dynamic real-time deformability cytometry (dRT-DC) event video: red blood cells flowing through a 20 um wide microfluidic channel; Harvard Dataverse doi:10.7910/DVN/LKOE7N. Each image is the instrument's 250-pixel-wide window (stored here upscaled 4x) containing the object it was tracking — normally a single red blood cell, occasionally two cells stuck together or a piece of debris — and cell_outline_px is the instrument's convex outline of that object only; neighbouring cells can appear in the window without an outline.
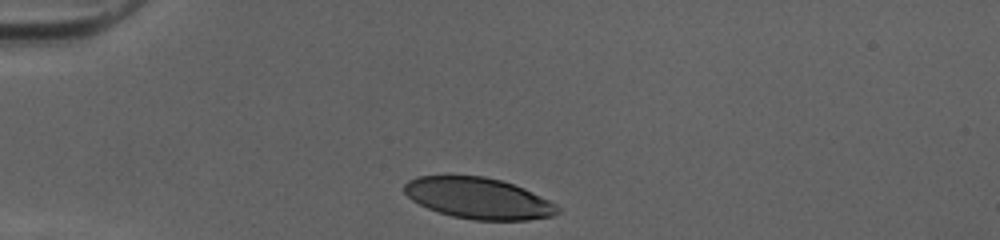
{"species": "human", "species_latin": "Homo sapiens", "temperature_condition": "cold", "stored_images_in_passage": 30, "camera_frame_rate_fps": 3000, "um_per_image_px": 0.085, "donor": {"sex": "female"}, "frame": {"image": 1, "passage_image": 1, "time_ms": 0.0, "image_size_px": [1000, 240], "cell_outline_px": [[560, 212], [552, 216], [528, 220], [472, 220], [452, 216], [428, 208], [412, 200], [404, 192], [404, 184], [408, 180], [416, 176], [484, 176], [500, 180], [524, 188], [556, 204], [560, 208]], "centroid_in_image_um": [40.67, 16.85], "position_along_channel_um": 44.3, "area_um2": 36.59}}
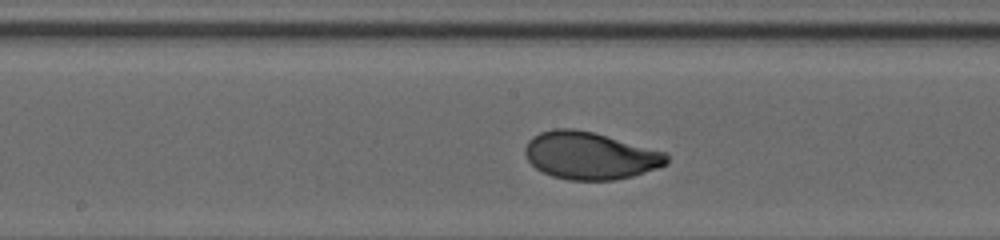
{"frame": {"image": 2, "passage_image": 15, "time_ms": 4.667, "image_size_px": [1000, 240], "cell_outline_px": [[668, 164], [660, 168], [632, 176], [612, 180], [568, 180], [552, 176], [536, 168], [528, 160], [524, 152], [524, 148], [528, 140], [532, 136], [540, 132], [552, 128], [572, 128], [592, 132], [664, 152], [668, 156]], "centroid_in_image_um": [50.13, 13.23], "position_along_channel_um": 198.1, "area_um2": 39.02}}
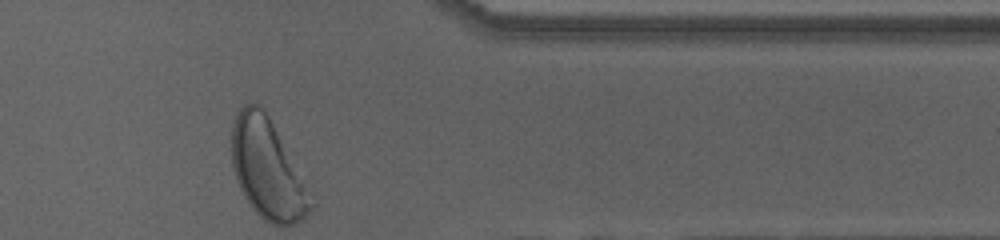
{"frame": {"image": 3, "passage_image": 30, "time_ms": 9.667, "image_size_px": [1000, 240], "cell_outline_px": [[316, 208], [296, 224], [272, 224], [264, 220], [252, 208], [244, 196], [240, 188], [232, 164], [232, 120], [236, 112], [244, 104], [260, 104], [268, 116], [316, 204]], "centroid_in_image_um": [22.72, 14.39], "position_along_channel_um": 388.7, "area_um2": 45.37}, "authors_computed_cell_mechanics": {"area_um2": 38.8416, "velocity_mm_per_s": 4.0196, "shape_relaxation_time_tau1_ms": 2.5877, "shape_relaxation_time_tau2_ms": 0.7774, "deformation_change_tau1": 0.1664, "deformation_change_tau2": 0.0517}}